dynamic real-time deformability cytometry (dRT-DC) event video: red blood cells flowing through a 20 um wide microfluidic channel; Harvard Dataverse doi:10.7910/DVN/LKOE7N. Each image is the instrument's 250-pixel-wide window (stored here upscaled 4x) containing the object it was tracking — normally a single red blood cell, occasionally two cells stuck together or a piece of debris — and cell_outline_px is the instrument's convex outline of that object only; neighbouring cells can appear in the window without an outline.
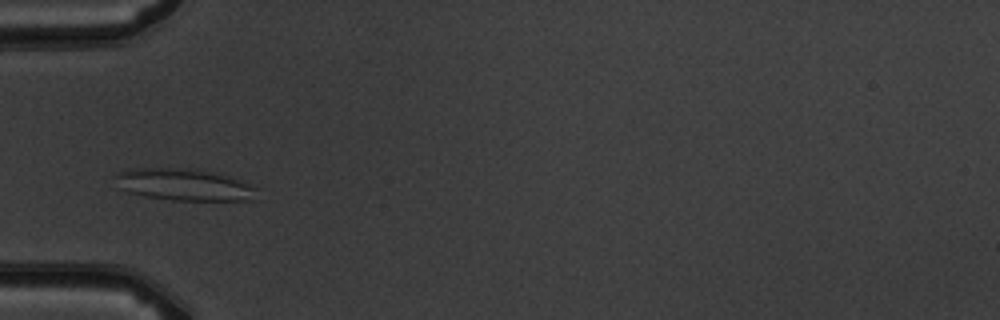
{"species": "common noctule bat (a hibernating species)", "species_latin": "Nyctalus noctula", "temperature_condition": "warm", "stored_images_in_passage": 4, "camera_frame_rate_fps": 3000, "um_per_image_px": 0.085, "animal": {"sex": "male", "body_mass_g": 19.5, "forearm_length_mm": 54.6}, "frame": {"image": 1, "passage_image": 4, "time_ms": 3.333, "image_size_px": [1000, 320], "cell_outline_px": [[256, 188], [248, 200], [172, 200], [144, 196], [128, 192], [120, 188], [112, 176], [116, 172], [132, 168], [200, 168], [228, 176], [248, 184]], "centroid_in_image_um": [15.51, 15.67], "position_along_channel_um": 69.5, "area_um2": 26.24}}